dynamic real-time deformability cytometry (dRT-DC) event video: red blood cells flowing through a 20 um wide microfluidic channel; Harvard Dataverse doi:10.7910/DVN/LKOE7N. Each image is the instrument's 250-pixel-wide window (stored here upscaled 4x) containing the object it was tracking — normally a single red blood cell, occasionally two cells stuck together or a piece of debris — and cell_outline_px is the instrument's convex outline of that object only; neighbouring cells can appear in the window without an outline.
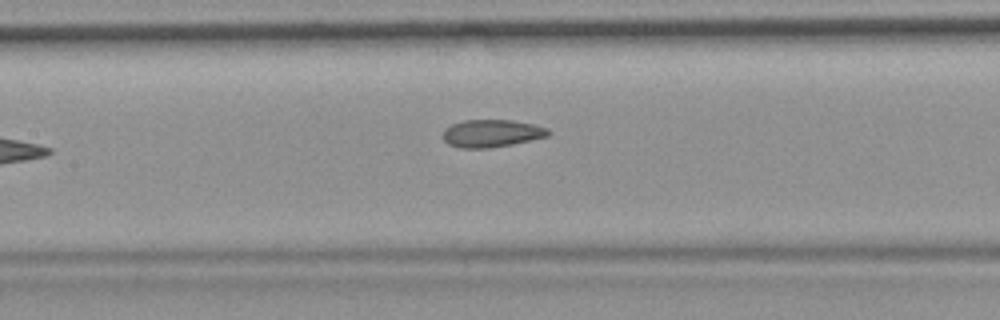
{"species": "common noctule bat (a hibernating species)", "species_latin": "Nyctalus noctula", "temperature_condition": "room temperature", "stored_images_in_passage": 7, "camera_frame_rate_fps": 3000, "um_per_image_px": 0.085, "animal": {"sex": "female", "body_mass_g": 19.9}, "frame": {"image": 1, "passage_image": 6, "time_ms": 6.667, "image_size_px": [1000, 320], "cell_outline_px": [[552, 132], [548, 136], [512, 144], [488, 148], [460, 148], [448, 144], [444, 140], [444, 128], [452, 124], [464, 120], [512, 120], [532, 124], [548, 128]], "centroid_in_image_um": [41.79, 11.33], "position_along_channel_um": 165.6, "area_um2": 16.88}}
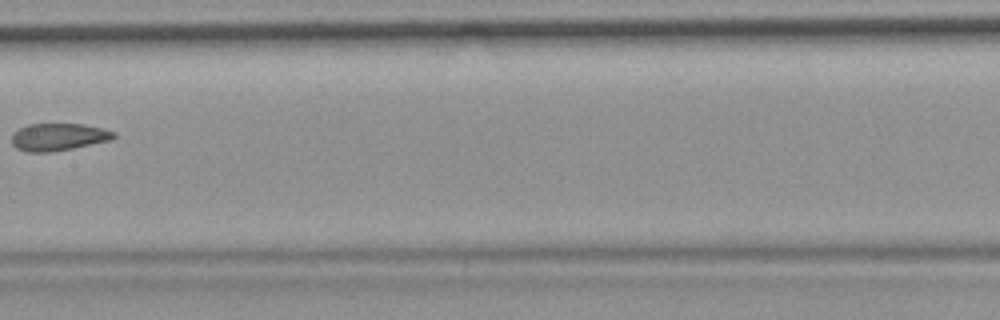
{"frame": {"image": 2, "passage_image": 7, "time_ms": 7.667, "image_size_px": [1000, 320], "cell_outline_px": [[116, 136], [112, 140], [52, 152], [28, 152], [16, 148], [12, 144], [12, 136], [20, 128], [28, 124], [84, 124], [116, 132]], "centroid_in_image_um": [4.98, 11.64], "position_along_channel_um": 202.4, "area_um2": 16.18}}